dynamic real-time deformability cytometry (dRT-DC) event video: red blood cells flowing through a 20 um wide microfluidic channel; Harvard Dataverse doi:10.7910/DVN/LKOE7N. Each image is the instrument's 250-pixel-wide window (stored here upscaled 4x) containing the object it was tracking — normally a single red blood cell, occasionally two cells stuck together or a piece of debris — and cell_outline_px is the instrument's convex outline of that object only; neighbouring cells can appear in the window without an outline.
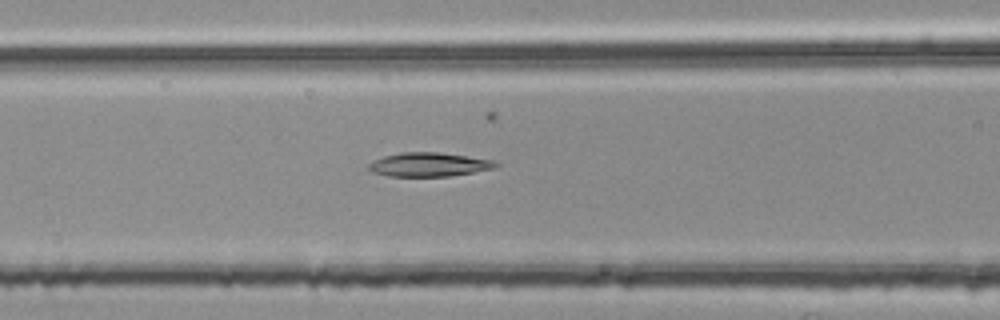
{"species": "common noctule bat (a hibernating species)", "species_latin": "Nyctalus noctula", "temperature_condition": "room temperature", "stored_images_in_passage": 7, "camera_frame_rate_fps": 3000, "um_per_image_px": 0.085, "animal": {"sex": "female", "body_mass_g": 25.1}, "frame": {"image": 1, "passage_image": 7, "time_ms": 2.0, "image_size_px": [1000, 320], "cell_outline_px": [[500, 164], [496, 168], [448, 176], [388, 176], [372, 172], [368, 168], [368, 164], [384, 156], [400, 152], [436, 152], [492, 160]], "centroid_in_image_um": [36.44, 13.99], "position_along_channel_um": 130.2, "area_um2": 17.46}}